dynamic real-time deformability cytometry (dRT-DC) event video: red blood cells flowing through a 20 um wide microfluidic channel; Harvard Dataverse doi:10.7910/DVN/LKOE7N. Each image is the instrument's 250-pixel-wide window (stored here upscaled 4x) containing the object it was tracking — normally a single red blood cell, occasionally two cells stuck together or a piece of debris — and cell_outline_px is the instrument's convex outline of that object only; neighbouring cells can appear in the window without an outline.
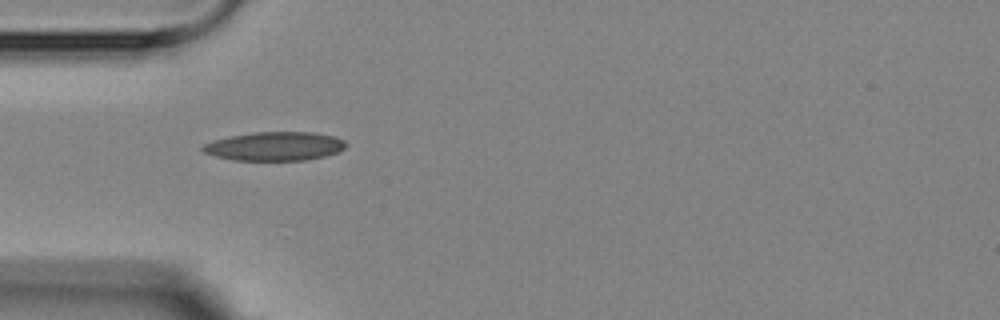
{"species": "Egyptian fruit bat (a non-hibernating species)", "species_latin": "Rousettus aegyptiacus", "temperature_condition": "room temperature", "stored_images_in_passage": 1, "camera_frame_rate_fps": 3000, "um_per_image_px": 0.085, "animal": {"sex": "female"}, "frame": {"image": 1, "passage_image": 1, "time_ms": 0.0, "image_size_px": [1000, 320], "cell_outline_px": [[348, 144], [340, 152], [324, 156], [304, 160], [232, 160], [216, 156], [204, 152], [200, 148], [204, 144], [212, 140], [228, 136], [252, 132], [312, 132], [336, 136], [344, 140]], "centroid_in_image_um": [23.36, 12.42], "position_along_channel_um": 61.6, "area_um2": 24.22}}